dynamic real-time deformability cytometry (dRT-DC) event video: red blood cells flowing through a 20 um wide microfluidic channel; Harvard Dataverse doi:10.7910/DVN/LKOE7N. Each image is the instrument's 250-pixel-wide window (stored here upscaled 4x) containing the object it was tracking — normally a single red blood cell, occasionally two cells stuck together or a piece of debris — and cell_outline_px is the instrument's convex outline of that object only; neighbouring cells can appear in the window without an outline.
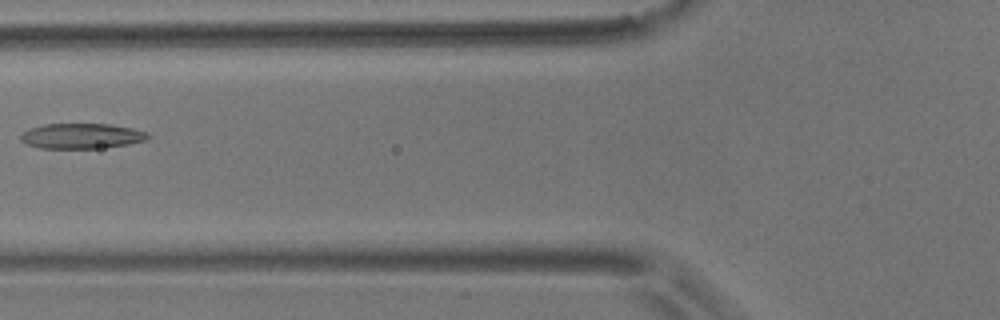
{"species": "common noctule bat (a hibernating species)", "species_latin": "Nyctalus noctula", "temperature_condition": "room temperature", "stored_images_in_passage": 7, "camera_frame_rate_fps": 3000, "um_per_image_px": 0.085, "animal": {"sex": "male", "body_mass_g": 17.9}, "frame": {"image": 1, "passage_image": 6, "time_ms": 6.0, "image_size_px": [1000, 320], "cell_outline_px": [[152, 136], [148, 140], [128, 144], [100, 148], [40, 148], [24, 144], [20, 140], [20, 136], [28, 128], [44, 124], [112, 124], [132, 128], [148, 132]], "centroid_in_image_um": [6.95, 11.56], "position_along_channel_um": 118.9, "area_um2": 18.96}}
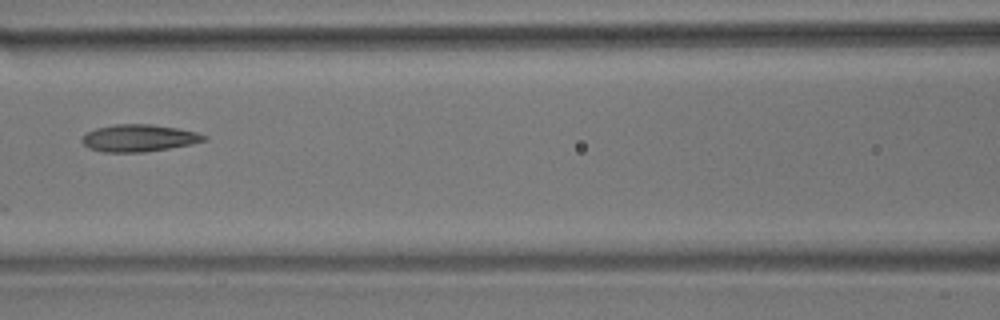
{"frame": {"image": 2, "passage_image": 7, "time_ms": 7.0, "image_size_px": [1000, 320], "cell_outline_px": [[208, 140], [192, 144], [144, 152], [104, 152], [88, 148], [80, 140], [84, 132], [96, 128], [116, 124], [152, 124], [176, 128], [196, 132], [208, 136]], "centroid_in_image_um": [11.78, 11.73], "position_along_channel_um": 154.8, "area_um2": 19.42}}